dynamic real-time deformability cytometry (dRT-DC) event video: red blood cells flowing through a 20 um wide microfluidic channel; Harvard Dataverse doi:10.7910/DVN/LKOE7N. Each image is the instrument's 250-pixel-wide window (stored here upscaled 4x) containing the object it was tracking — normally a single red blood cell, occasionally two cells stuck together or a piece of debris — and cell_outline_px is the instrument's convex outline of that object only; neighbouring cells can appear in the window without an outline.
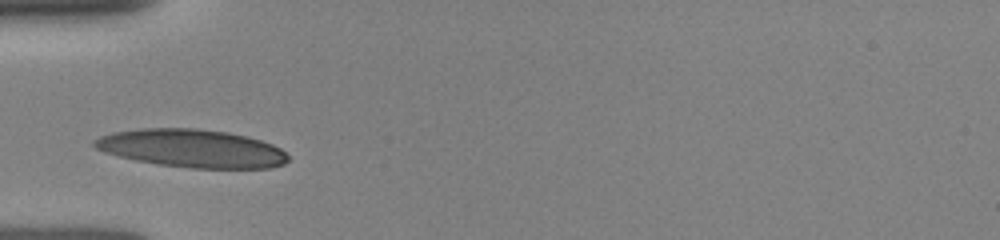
{"species": "human", "species_latin": "Homo sapiens", "temperature_condition": "room temperature", "stored_images_in_passage": 27, "camera_frame_rate_fps": 3000, "um_per_image_px": 0.085, "donor": {"sex": "female"}, "frame": {"image": 1, "passage_image": 1, "time_ms": 0.0, "image_size_px": [1000, 240], "cell_outline_px": [[288, 160], [284, 164], [272, 168], [192, 168], [160, 164], [136, 160], [104, 152], [96, 148], [92, 144], [92, 140], [100, 136], [112, 132], [140, 128], [196, 128], [228, 132], [248, 136], [272, 144], [280, 148], [288, 156]], "centroid_in_image_um": [16.3, 12.6], "position_along_channel_um": 68.7, "area_um2": 43.0}}
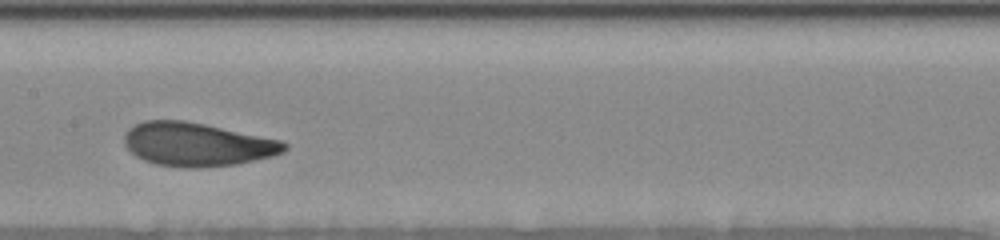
{"frame": {"image": 2, "passage_image": 15, "time_ms": 3.0, "image_size_px": [1000, 240], "cell_outline_px": [[288, 148], [284, 152], [272, 156], [236, 164], [200, 168], [184, 168], [156, 164], [144, 160], [136, 156], [124, 144], [124, 136], [128, 128], [144, 120], [184, 120], [204, 124], [280, 140], [288, 144]], "centroid_in_image_um": [16.74, 12.28], "position_along_channel_um": 190.7, "area_um2": 40.52}}
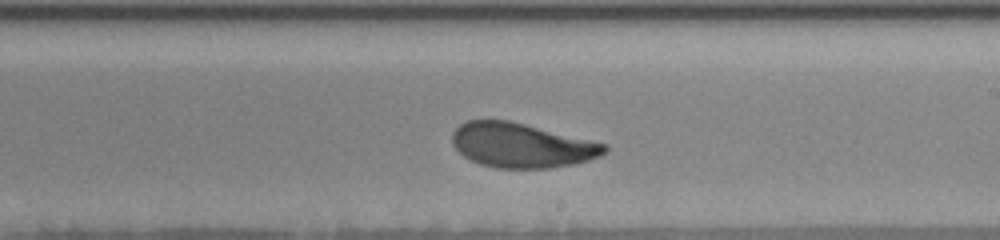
{"frame": {"image": 3, "passage_image": 22, "time_ms": 4.333, "image_size_px": [1000, 240], "cell_outline_px": [[608, 152], [600, 156], [576, 164], [552, 168], [496, 168], [480, 164], [464, 156], [452, 144], [452, 132], [460, 124], [468, 120], [508, 120], [608, 144]], "centroid_in_image_um": [44.36, 12.36], "position_along_channel_um": 244.6, "area_um2": 39.59}}